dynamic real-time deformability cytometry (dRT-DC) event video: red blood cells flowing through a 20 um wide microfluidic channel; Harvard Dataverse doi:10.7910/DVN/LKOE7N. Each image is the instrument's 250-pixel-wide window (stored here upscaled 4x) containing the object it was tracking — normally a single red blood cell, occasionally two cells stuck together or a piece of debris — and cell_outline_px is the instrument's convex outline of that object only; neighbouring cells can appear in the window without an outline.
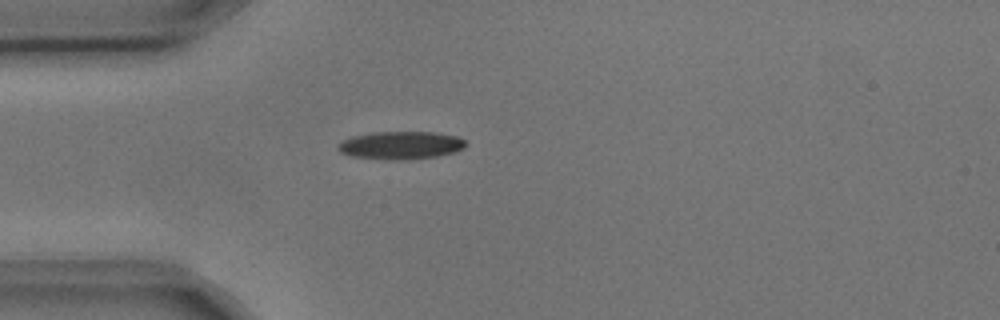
{"species": "common noctule bat (a hibernating species)", "species_latin": "Nyctalus noctula", "temperature_condition": "cold", "stored_images_in_passage": 2, "camera_frame_rate_fps": 3000, "um_per_image_px": 0.085, "animal": {"sex": "male", "body_mass_g": 17.9, "forearm_length_mm": 54.2}, "frame": {"image": 1, "passage_image": 1, "time_ms": 0.0, "image_size_px": [1000, 320], "cell_outline_px": [[468, 144], [464, 148], [456, 152], [436, 156], [408, 160], [392, 160], [352, 156], [340, 152], [336, 148], [336, 144], [352, 136], [372, 132], [436, 132], [456, 136], [464, 140]], "centroid_in_image_um": [34.07, 12.35], "position_along_channel_um": 50.9, "area_um2": 20.92}}